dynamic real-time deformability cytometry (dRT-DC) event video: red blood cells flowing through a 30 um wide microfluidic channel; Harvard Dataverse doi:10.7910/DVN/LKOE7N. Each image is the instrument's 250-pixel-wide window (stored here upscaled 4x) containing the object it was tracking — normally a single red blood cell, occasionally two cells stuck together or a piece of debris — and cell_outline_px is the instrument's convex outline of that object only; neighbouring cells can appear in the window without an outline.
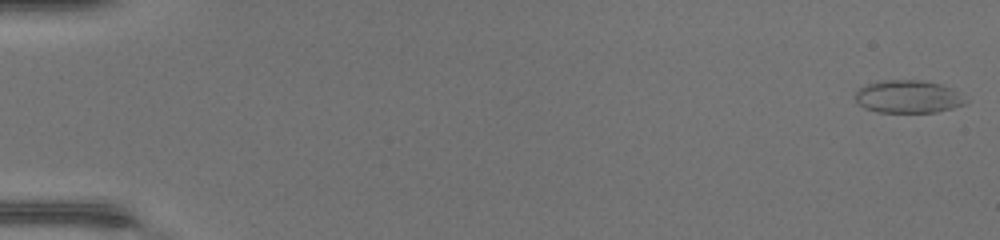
{"species": "common noctule bat (a hibernating species)", "species_latin": "Nyctalus noctula", "temperature_condition": "warm", "stored_images_in_passage": 43, "camera_frame_rate_fps": 3000, "um_per_image_px": 0.085, "animal": {"sex": "female", "body_mass_g": 17.0, "forearm_length_mm": 48.0}, "frame": {"image": 1, "passage_image": 1, "time_ms": 0.0, "image_size_px": [1000, 240], "cell_outline_px": [[968, 100], [964, 104], [952, 108], [936, 112], [880, 112], [864, 108], [856, 100], [856, 92], [864, 84], [876, 80], [924, 80], [940, 84], [952, 88]], "centroid_in_image_um": [77.18, 8.2], "position_along_channel_um": 7.8, "area_um2": 21.15}}
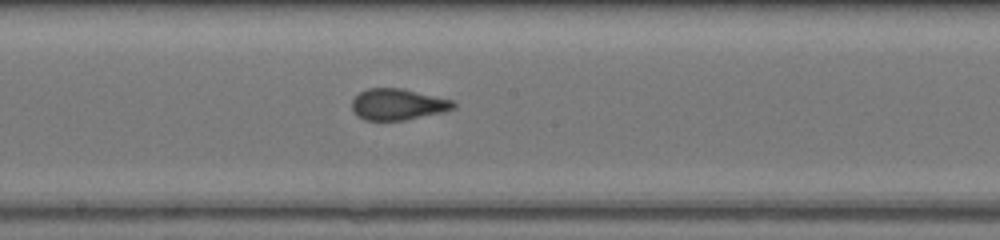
{"frame": {"image": 2, "passage_image": 27, "time_ms": 8.667, "image_size_px": [1000, 240], "cell_outline_px": [[456, 108], [444, 112], [404, 120], [364, 120], [356, 116], [352, 112], [352, 100], [360, 92], [368, 88], [404, 88], [452, 100], [456, 104]], "centroid_in_image_um": [33.81, 8.87], "position_along_channel_um": 214.4, "area_um2": 18.67}}
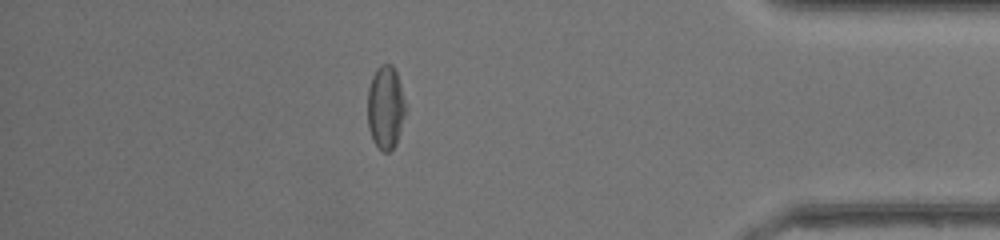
{"frame": {"image": 3, "passage_image": 42, "time_ms": 13.667, "image_size_px": [1000, 240], "cell_outline_px": [[408, 108], [396, 144], [388, 152], [384, 152], [372, 140], [368, 128], [368, 88], [372, 76], [376, 68], [380, 64], [392, 64], [396, 72]], "centroid_in_image_um": [32.79, 9.12], "position_along_channel_um": 402.4, "area_um2": 18.73}}